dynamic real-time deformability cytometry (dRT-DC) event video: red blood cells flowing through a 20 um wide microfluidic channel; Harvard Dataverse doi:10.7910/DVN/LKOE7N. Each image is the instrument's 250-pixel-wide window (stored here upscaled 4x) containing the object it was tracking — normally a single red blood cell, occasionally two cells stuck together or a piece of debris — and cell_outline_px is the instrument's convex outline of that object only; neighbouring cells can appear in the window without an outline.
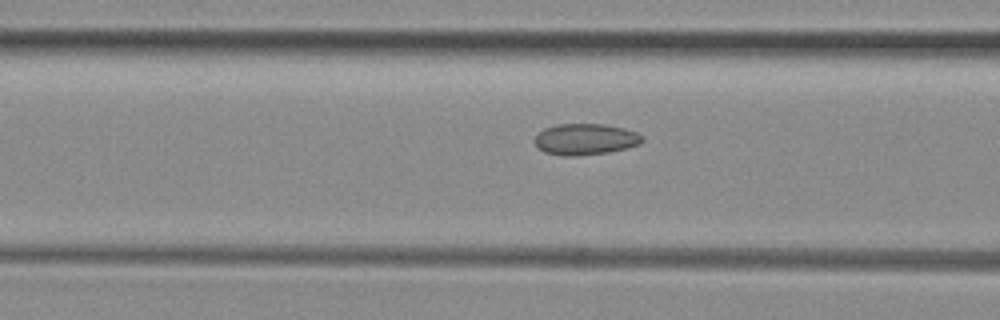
{"species": "common noctule bat (a hibernating species)", "species_latin": "Nyctalus noctula", "temperature_condition": "room temperature", "stored_images_in_passage": 18, "camera_frame_rate_fps": 3000, "um_per_image_px": 0.085, "animal": {"sex": "female", "body_mass_g": 29.2, "forearm_length_mm": 56.3}, "frame": {"image": 1, "passage_image": 16, "time_ms": 5.0, "image_size_px": [1000, 320], "cell_outline_px": [[644, 140], [640, 144], [628, 148], [608, 152], [576, 156], [564, 156], [544, 152], [536, 148], [532, 140], [536, 132], [544, 128], [556, 124], [604, 124], [624, 128], [636, 132], [644, 136]], "centroid_in_image_um": [49.7, 11.83], "position_along_channel_um": 116.9, "area_um2": 20.06}}